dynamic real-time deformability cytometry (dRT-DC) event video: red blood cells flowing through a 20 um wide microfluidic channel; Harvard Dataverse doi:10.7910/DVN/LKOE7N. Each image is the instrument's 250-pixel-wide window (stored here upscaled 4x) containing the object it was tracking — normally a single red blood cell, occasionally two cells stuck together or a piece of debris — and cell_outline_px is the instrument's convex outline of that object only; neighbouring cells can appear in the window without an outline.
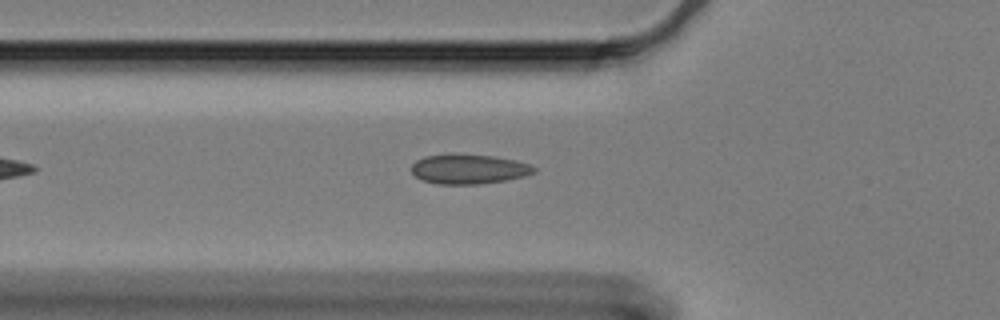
{"species": "Egyptian fruit bat (a non-hibernating species)", "species_latin": "Rousettus aegyptiacus", "temperature_condition": "cold", "stored_images_in_passage": 19, "camera_frame_rate_fps": 3000, "um_per_image_px": 0.085, "animal": {"sex": "female"}, "frame": {"image": 1, "passage_image": 7, "time_ms": 2.0, "image_size_px": [1000, 320], "cell_outline_px": [[536, 172], [524, 176], [508, 180], [480, 184], [436, 184], [424, 180], [416, 176], [412, 172], [412, 164], [416, 160], [424, 156], [452, 152], [492, 156], [516, 160], [528, 164], [536, 168]], "centroid_in_image_um": [39.83, 14.35], "position_along_channel_um": 86.0, "area_um2": 21.56}}
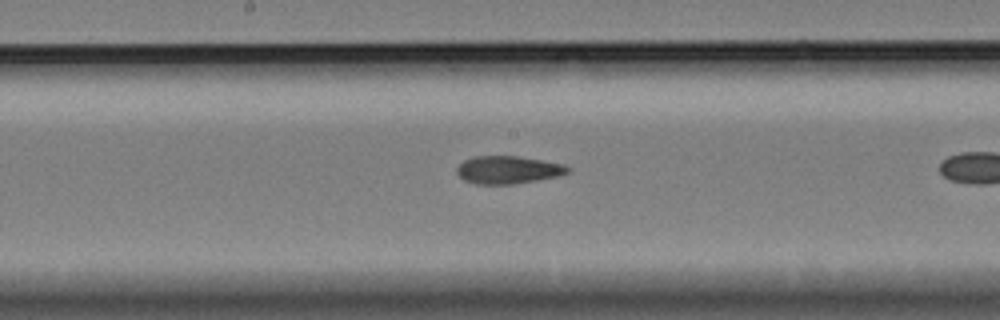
{"frame": {"image": 2, "passage_image": 14, "time_ms": 4.333, "image_size_px": [1000, 320], "cell_outline_px": [[572, 168], [568, 172], [560, 176], [512, 184], [476, 184], [464, 180], [456, 172], [456, 168], [464, 160], [476, 156], [516, 156], [564, 164]], "centroid_in_image_um": [43.19, 14.44], "position_along_channel_um": 205.0, "area_um2": 17.86}}
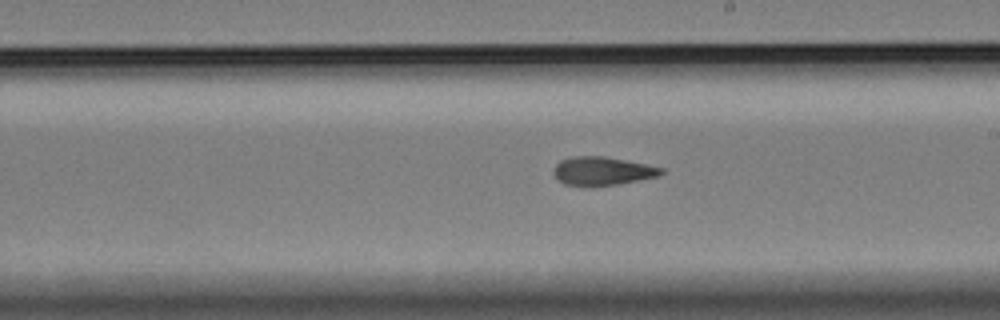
{"frame": {"image": 3, "passage_image": 17, "time_ms": 5.333, "image_size_px": [1000, 320], "cell_outline_px": [[664, 172], [660, 176], [620, 184], [588, 188], [584, 188], [564, 184], [552, 172], [556, 164], [560, 160], [572, 156], [604, 156], [664, 168]], "centroid_in_image_um": [51.18, 14.57], "position_along_channel_um": 237.8, "area_um2": 18.26}}